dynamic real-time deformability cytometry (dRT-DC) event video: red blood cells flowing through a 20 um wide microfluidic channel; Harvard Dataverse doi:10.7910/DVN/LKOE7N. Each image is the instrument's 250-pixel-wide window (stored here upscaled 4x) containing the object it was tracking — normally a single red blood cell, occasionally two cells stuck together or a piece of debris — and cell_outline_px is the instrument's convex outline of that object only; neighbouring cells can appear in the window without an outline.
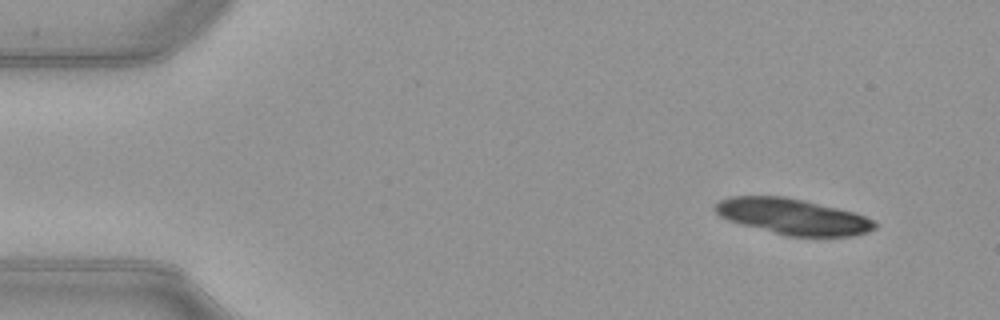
{"species": "common noctule bat (a hibernating species)", "species_latin": "Nyctalus noctula", "temperature_condition": "warm", "stored_images_in_passage": 48, "camera_frame_rate_fps": 3000, "um_per_image_px": 0.085, "animal": {"sex": "female", "body_mass_g": 21.9}, "frame": {"image": 1, "passage_image": 1, "time_ms": 0.0, "image_size_px": [1000, 320], "cell_outline_px": [[876, 228], [868, 232], [852, 236], [788, 236], [728, 220], [720, 216], [712, 208], [720, 200], [728, 196], [784, 196], [804, 200], [852, 212], [864, 216], [872, 220], [876, 224]], "centroid_in_image_um": [67.37, 18.4], "position_along_channel_um": 17.6, "area_um2": 33.0}}
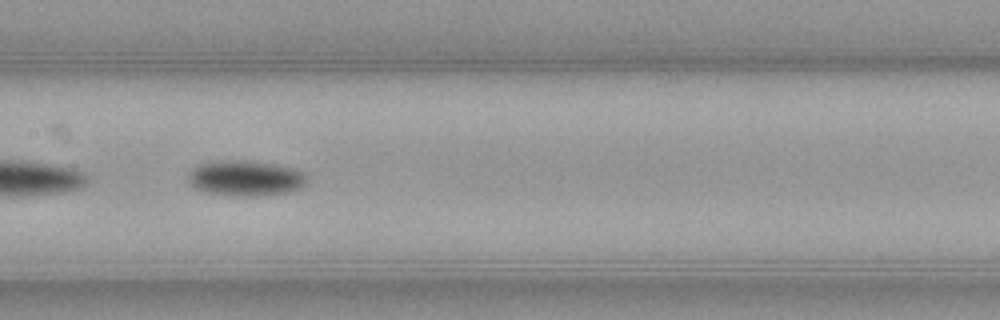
{"frame": {"image": 2, "passage_image": 22, "time_ms": 7.0, "image_size_px": [1000, 320], "cell_outline_px": [[308, 180], [300, 188], [288, 192], [256, 196], [228, 196], [208, 192], [196, 188], [188, 180], [188, 172], [200, 164], [228, 160], [248, 160], [276, 164], [292, 168], [304, 172], [308, 176]], "centroid_in_image_um": [20.91, 15.15], "position_along_channel_um": 186.5, "area_um2": 24.57}}
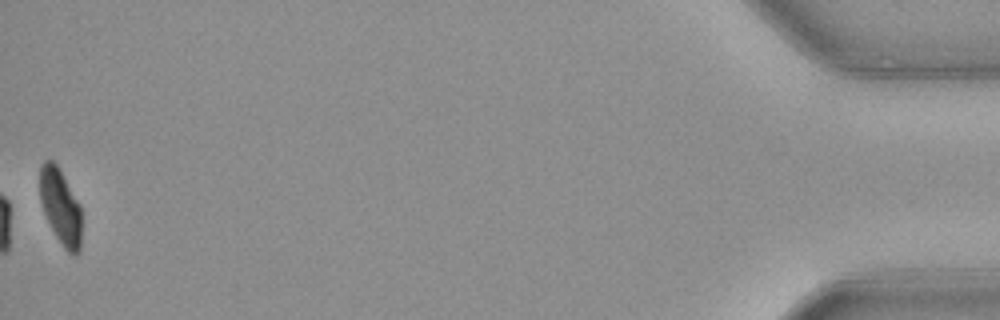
{"frame": {"image": 3, "passage_image": 48, "time_ms": 15.667, "image_size_px": [1000, 320], "cell_outline_px": [[80, 252], [76, 256], [72, 256], [64, 248], [56, 236], [44, 212], [40, 200], [40, 168], [44, 160], [52, 160], [56, 164], [80, 204]], "centroid_in_image_um": [5.14, 17.59], "position_along_channel_um": 430.1, "area_um2": 18.09}, "authors_computed_cell_mechanics": {"area_um2": 23.3512, "velocity_mm_per_s": 3.9872, "shape_relaxation_time_tau1_ms": 2.2523, "shape_relaxation_time_tau2_ms": null, "deformation_change_tau1": 0.1294, "deformation_change_tau2": null}}